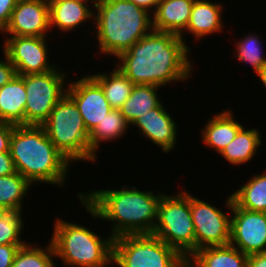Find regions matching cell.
<instances>
[{"label": "cell", "instance_id": "8d00e7d4", "mask_svg": "<svg viewBox=\"0 0 266 267\" xmlns=\"http://www.w3.org/2000/svg\"><path fill=\"white\" fill-rule=\"evenodd\" d=\"M130 1L136 4L138 7H141L150 13L151 11L155 12L161 0H130Z\"/></svg>", "mask_w": 266, "mask_h": 267}, {"label": "cell", "instance_id": "ac0fdd59", "mask_svg": "<svg viewBox=\"0 0 266 267\" xmlns=\"http://www.w3.org/2000/svg\"><path fill=\"white\" fill-rule=\"evenodd\" d=\"M26 98L24 75H15L0 87V121L25 125Z\"/></svg>", "mask_w": 266, "mask_h": 267}, {"label": "cell", "instance_id": "7402d4cb", "mask_svg": "<svg viewBox=\"0 0 266 267\" xmlns=\"http://www.w3.org/2000/svg\"><path fill=\"white\" fill-rule=\"evenodd\" d=\"M158 89L160 87L155 85L139 84L133 86L130 97L119 108L129 125L132 126L136 120L162 102L158 97Z\"/></svg>", "mask_w": 266, "mask_h": 267}, {"label": "cell", "instance_id": "7a4b0ae2", "mask_svg": "<svg viewBox=\"0 0 266 267\" xmlns=\"http://www.w3.org/2000/svg\"><path fill=\"white\" fill-rule=\"evenodd\" d=\"M108 189L80 192L78 199L94 219L101 218L113 224L110 235L114 239L124 234L153 232L163 192L155 195L151 190L141 191L135 186Z\"/></svg>", "mask_w": 266, "mask_h": 267}, {"label": "cell", "instance_id": "5b68a950", "mask_svg": "<svg viewBox=\"0 0 266 267\" xmlns=\"http://www.w3.org/2000/svg\"><path fill=\"white\" fill-rule=\"evenodd\" d=\"M53 229L50 241L55 257L61 259L64 266L107 267L112 264L114 238L111 235L102 239L85 226L59 218Z\"/></svg>", "mask_w": 266, "mask_h": 267}, {"label": "cell", "instance_id": "d6986e66", "mask_svg": "<svg viewBox=\"0 0 266 267\" xmlns=\"http://www.w3.org/2000/svg\"><path fill=\"white\" fill-rule=\"evenodd\" d=\"M223 8L222 4L209 0H195L186 31L198 40L209 34L221 33L224 28L221 17Z\"/></svg>", "mask_w": 266, "mask_h": 267}, {"label": "cell", "instance_id": "f35d334b", "mask_svg": "<svg viewBox=\"0 0 266 267\" xmlns=\"http://www.w3.org/2000/svg\"><path fill=\"white\" fill-rule=\"evenodd\" d=\"M182 267H195L188 259H185Z\"/></svg>", "mask_w": 266, "mask_h": 267}, {"label": "cell", "instance_id": "83f0119b", "mask_svg": "<svg viewBox=\"0 0 266 267\" xmlns=\"http://www.w3.org/2000/svg\"><path fill=\"white\" fill-rule=\"evenodd\" d=\"M53 258L56 259L51 241L44 248L27 243L17 251L11 267H56Z\"/></svg>", "mask_w": 266, "mask_h": 267}, {"label": "cell", "instance_id": "cb8c5ba5", "mask_svg": "<svg viewBox=\"0 0 266 267\" xmlns=\"http://www.w3.org/2000/svg\"><path fill=\"white\" fill-rule=\"evenodd\" d=\"M109 74L103 72L90 76L101 86L111 107L119 109L130 97L135 84L117 67Z\"/></svg>", "mask_w": 266, "mask_h": 267}, {"label": "cell", "instance_id": "5bb4252c", "mask_svg": "<svg viewBox=\"0 0 266 267\" xmlns=\"http://www.w3.org/2000/svg\"><path fill=\"white\" fill-rule=\"evenodd\" d=\"M49 29L48 0H18L3 34L47 37Z\"/></svg>", "mask_w": 266, "mask_h": 267}, {"label": "cell", "instance_id": "3957f363", "mask_svg": "<svg viewBox=\"0 0 266 267\" xmlns=\"http://www.w3.org/2000/svg\"><path fill=\"white\" fill-rule=\"evenodd\" d=\"M9 152L16 172L32 185L45 182L64 187L71 162L55 147L42 126L15 125Z\"/></svg>", "mask_w": 266, "mask_h": 267}, {"label": "cell", "instance_id": "277c9868", "mask_svg": "<svg viewBox=\"0 0 266 267\" xmlns=\"http://www.w3.org/2000/svg\"><path fill=\"white\" fill-rule=\"evenodd\" d=\"M93 6L101 54L117 58L153 30L152 13L130 0H95Z\"/></svg>", "mask_w": 266, "mask_h": 267}, {"label": "cell", "instance_id": "f546056e", "mask_svg": "<svg viewBox=\"0 0 266 267\" xmlns=\"http://www.w3.org/2000/svg\"><path fill=\"white\" fill-rule=\"evenodd\" d=\"M260 36L247 34L243 39L236 42L234 55L243 63H249L256 74L266 66V57L262 54Z\"/></svg>", "mask_w": 266, "mask_h": 267}, {"label": "cell", "instance_id": "8fae6325", "mask_svg": "<svg viewBox=\"0 0 266 267\" xmlns=\"http://www.w3.org/2000/svg\"><path fill=\"white\" fill-rule=\"evenodd\" d=\"M225 205L233 212L229 244L247 255L266 252V212L239 208L231 195Z\"/></svg>", "mask_w": 266, "mask_h": 267}, {"label": "cell", "instance_id": "30bf717a", "mask_svg": "<svg viewBox=\"0 0 266 267\" xmlns=\"http://www.w3.org/2000/svg\"><path fill=\"white\" fill-rule=\"evenodd\" d=\"M190 209L195 229V251L230 243L231 216L192 195Z\"/></svg>", "mask_w": 266, "mask_h": 267}, {"label": "cell", "instance_id": "f1b7e54d", "mask_svg": "<svg viewBox=\"0 0 266 267\" xmlns=\"http://www.w3.org/2000/svg\"><path fill=\"white\" fill-rule=\"evenodd\" d=\"M22 210L5 208L0 215V245L4 244H27L21 235L24 228ZM23 240V241H22Z\"/></svg>", "mask_w": 266, "mask_h": 267}, {"label": "cell", "instance_id": "52a82bcc", "mask_svg": "<svg viewBox=\"0 0 266 267\" xmlns=\"http://www.w3.org/2000/svg\"><path fill=\"white\" fill-rule=\"evenodd\" d=\"M190 194L183 189L173 196L163 193L158 204L157 222L152 232L185 259L195 252Z\"/></svg>", "mask_w": 266, "mask_h": 267}, {"label": "cell", "instance_id": "8992f818", "mask_svg": "<svg viewBox=\"0 0 266 267\" xmlns=\"http://www.w3.org/2000/svg\"><path fill=\"white\" fill-rule=\"evenodd\" d=\"M46 135L62 155L72 161L97 160L91 152L89 132L75 102L66 94L55 105L41 125Z\"/></svg>", "mask_w": 266, "mask_h": 267}, {"label": "cell", "instance_id": "74e56055", "mask_svg": "<svg viewBox=\"0 0 266 267\" xmlns=\"http://www.w3.org/2000/svg\"><path fill=\"white\" fill-rule=\"evenodd\" d=\"M257 75L263 83V86L266 88V66H264Z\"/></svg>", "mask_w": 266, "mask_h": 267}, {"label": "cell", "instance_id": "e575fe53", "mask_svg": "<svg viewBox=\"0 0 266 267\" xmlns=\"http://www.w3.org/2000/svg\"><path fill=\"white\" fill-rule=\"evenodd\" d=\"M16 172L14 161L11 158L10 152L0 153V176H6Z\"/></svg>", "mask_w": 266, "mask_h": 267}, {"label": "cell", "instance_id": "44dd1931", "mask_svg": "<svg viewBox=\"0 0 266 267\" xmlns=\"http://www.w3.org/2000/svg\"><path fill=\"white\" fill-rule=\"evenodd\" d=\"M188 260L195 267H247L248 255L228 244L198 249Z\"/></svg>", "mask_w": 266, "mask_h": 267}, {"label": "cell", "instance_id": "836d02e7", "mask_svg": "<svg viewBox=\"0 0 266 267\" xmlns=\"http://www.w3.org/2000/svg\"><path fill=\"white\" fill-rule=\"evenodd\" d=\"M15 125L0 121V153L9 152L10 139Z\"/></svg>", "mask_w": 266, "mask_h": 267}, {"label": "cell", "instance_id": "ab89813d", "mask_svg": "<svg viewBox=\"0 0 266 267\" xmlns=\"http://www.w3.org/2000/svg\"><path fill=\"white\" fill-rule=\"evenodd\" d=\"M4 208H2L1 206H0V215H1V211L3 210Z\"/></svg>", "mask_w": 266, "mask_h": 267}, {"label": "cell", "instance_id": "1f68e13d", "mask_svg": "<svg viewBox=\"0 0 266 267\" xmlns=\"http://www.w3.org/2000/svg\"><path fill=\"white\" fill-rule=\"evenodd\" d=\"M18 0H0V33L8 26Z\"/></svg>", "mask_w": 266, "mask_h": 267}, {"label": "cell", "instance_id": "ffe728a7", "mask_svg": "<svg viewBox=\"0 0 266 267\" xmlns=\"http://www.w3.org/2000/svg\"><path fill=\"white\" fill-rule=\"evenodd\" d=\"M243 124L234 120L233 113L227 109L208 119L201 129L202 142L220 154L235 138Z\"/></svg>", "mask_w": 266, "mask_h": 267}, {"label": "cell", "instance_id": "6da1fadb", "mask_svg": "<svg viewBox=\"0 0 266 267\" xmlns=\"http://www.w3.org/2000/svg\"><path fill=\"white\" fill-rule=\"evenodd\" d=\"M180 36L152 30L121 53L115 64L135 85L165 86L191 78V49Z\"/></svg>", "mask_w": 266, "mask_h": 267}, {"label": "cell", "instance_id": "d6a6232c", "mask_svg": "<svg viewBox=\"0 0 266 267\" xmlns=\"http://www.w3.org/2000/svg\"><path fill=\"white\" fill-rule=\"evenodd\" d=\"M4 61L0 60V87L7 84L15 75V67L11 64L10 59L4 52Z\"/></svg>", "mask_w": 266, "mask_h": 267}, {"label": "cell", "instance_id": "d4e9b609", "mask_svg": "<svg viewBox=\"0 0 266 267\" xmlns=\"http://www.w3.org/2000/svg\"><path fill=\"white\" fill-rule=\"evenodd\" d=\"M233 202L249 211L266 212V171L251 179L231 193Z\"/></svg>", "mask_w": 266, "mask_h": 267}, {"label": "cell", "instance_id": "4dcf8cb0", "mask_svg": "<svg viewBox=\"0 0 266 267\" xmlns=\"http://www.w3.org/2000/svg\"><path fill=\"white\" fill-rule=\"evenodd\" d=\"M24 245L26 244L0 245V267H11L17 251Z\"/></svg>", "mask_w": 266, "mask_h": 267}, {"label": "cell", "instance_id": "d590c367", "mask_svg": "<svg viewBox=\"0 0 266 267\" xmlns=\"http://www.w3.org/2000/svg\"><path fill=\"white\" fill-rule=\"evenodd\" d=\"M247 267H266V252L248 255Z\"/></svg>", "mask_w": 266, "mask_h": 267}, {"label": "cell", "instance_id": "9a60e30c", "mask_svg": "<svg viewBox=\"0 0 266 267\" xmlns=\"http://www.w3.org/2000/svg\"><path fill=\"white\" fill-rule=\"evenodd\" d=\"M132 125L139 128L144 137L162 148L163 152L168 153L175 148L178 127L163 101Z\"/></svg>", "mask_w": 266, "mask_h": 267}, {"label": "cell", "instance_id": "e0dca14e", "mask_svg": "<svg viewBox=\"0 0 266 267\" xmlns=\"http://www.w3.org/2000/svg\"><path fill=\"white\" fill-rule=\"evenodd\" d=\"M50 28L64 32H72L82 23L94 18V11L90 8L89 1L94 4L95 0H48Z\"/></svg>", "mask_w": 266, "mask_h": 267}, {"label": "cell", "instance_id": "ba28073f", "mask_svg": "<svg viewBox=\"0 0 266 267\" xmlns=\"http://www.w3.org/2000/svg\"><path fill=\"white\" fill-rule=\"evenodd\" d=\"M185 258L154 233L124 234L113 240L118 267H182Z\"/></svg>", "mask_w": 266, "mask_h": 267}, {"label": "cell", "instance_id": "603a6c76", "mask_svg": "<svg viewBox=\"0 0 266 267\" xmlns=\"http://www.w3.org/2000/svg\"><path fill=\"white\" fill-rule=\"evenodd\" d=\"M260 131L257 128L238 131L234 140L220 153L232 165L246 164L257 155V149L262 145Z\"/></svg>", "mask_w": 266, "mask_h": 267}, {"label": "cell", "instance_id": "9c48e42d", "mask_svg": "<svg viewBox=\"0 0 266 267\" xmlns=\"http://www.w3.org/2000/svg\"><path fill=\"white\" fill-rule=\"evenodd\" d=\"M66 77V72L58 68L42 74L24 75L25 125L41 126L47 120L55 105L66 95Z\"/></svg>", "mask_w": 266, "mask_h": 267}, {"label": "cell", "instance_id": "4fadbf2b", "mask_svg": "<svg viewBox=\"0 0 266 267\" xmlns=\"http://www.w3.org/2000/svg\"><path fill=\"white\" fill-rule=\"evenodd\" d=\"M66 94L75 102L90 133L113 110L101 86L90 76L67 85Z\"/></svg>", "mask_w": 266, "mask_h": 267}, {"label": "cell", "instance_id": "2e32d148", "mask_svg": "<svg viewBox=\"0 0 266 267\" xmlns=\"http://www.w3.org/2000/svg\"><path fill=\"white\" fill-rule=\"evenodd\" d=\"M195 0H161L152 16L153 30L173 33L185 42L191 10Z\"/></svg>", "mask_w": 266, "mask_h": 267}, {"label": "cell", "instance_id": "484cf974", "mask_svg": "<svg viewBox=\"0 0 266 267\" xmlns=\"http://www.w3.org/2000/svg\"><path fill=\"white\" fill-rule=\"evenodd\" d=\"M129 123L120 113L119 109H113L104 119L89 133V143L91 152L97 156L100 143L119 139L124 136L128 130Z\"/></svg>", "mask_w": 266, "mask_h": 267}, {"label": "cell", "instance_id": "4316f807", "mask_svg": "<svg viewBox=\"0 0 266 267\" xmlns=\"http://www.w3.org/2000/svg\"><path fill=\"white\" fill-rule=\"evenodd\" d=\"M32 184L18 172L0 176V206L2 208L22 209V199Z\"/></svg>", "mask_w": 266, "mask_h": 267}, {"label": "cell", "instance_id": "7c38bea8", "mask_svg": "<svg viewBox=\"0 0 266 267\" xmlns=\"http://www.w3.org/2000/svg\"><path fill=\"white\" fill-rule=\"evenodd\" d=\"M3 43L16 75L42 74L56 68L48 60L46 37L8 36Z\"/></svg>", "mask_w": 266, "mask_h": 267}]
</instances>
